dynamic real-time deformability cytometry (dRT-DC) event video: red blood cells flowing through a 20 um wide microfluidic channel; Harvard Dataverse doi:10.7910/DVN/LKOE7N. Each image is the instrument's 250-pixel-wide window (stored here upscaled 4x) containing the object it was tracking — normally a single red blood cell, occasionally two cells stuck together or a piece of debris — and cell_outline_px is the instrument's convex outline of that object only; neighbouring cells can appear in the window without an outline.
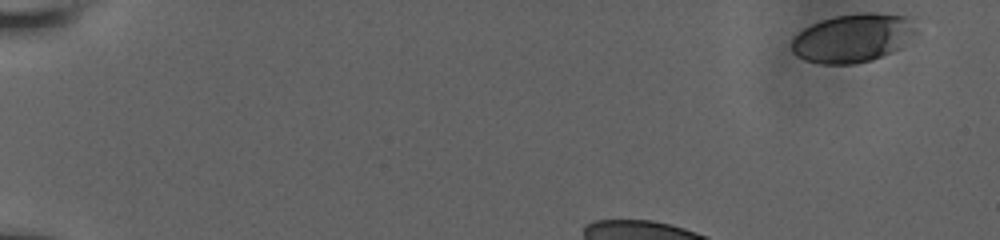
{"species": "human", "species_latin": "Homo sapiens", "temperature_condition": "room temperature", "stored_images_in_passage": 28, "camera_frame_rate_fps": 3000, "um_per_image_px": 0.085, "donor": {"sex": "male"}, "frame": {"image": 1, "passage_image": 1, "time_ms": 0.0, "image_size_px": [1000, 240], "cell_outline_px": [[920, 32], [900, 48], [892, 52], [872, 60], [852, 64], [820, 64], [804, 60], [796, 56], [792, 52], [792, 40], [804, 28], [820, 20], [836, 16], [908, 16]], "centroid_in_image_um": [72.49, 3.3], "position_along_channel_um": 12.5, "area_um2": 34.39}}
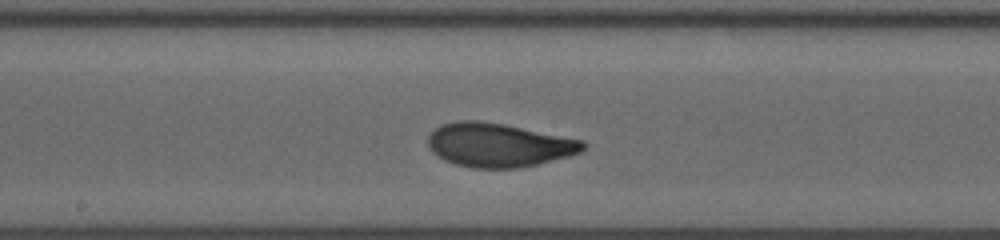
{"frame": {"image": 2, "passage_image": 18, "time_ms": 7.0, "image_size_px": [1000, 240], "cell_outline_px": [[584, 148], [580, 152], [568, 156], [520, 168], [472, 168], [456, 164], [444, 160], [432, 152], [428, 148], [428, 136], [440, 124], [456, 120], [480, 120], [504, 124], [584, 140]], "centroid_in_image_um": [42.34, 12.32], "position_along_channel_um": 205.9, "area_um2": 39.59}}
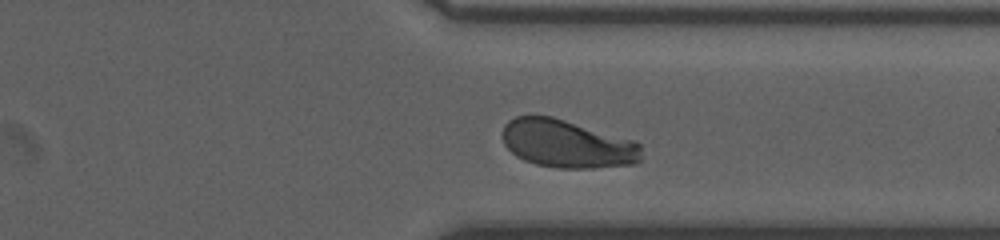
{"frame": {"image": 3, "passage_image": 28, "time_ms": 11.0, "image_size_px": [1000, 240], "cell_outline_px": [[640, 160], [636, 164], [592, 168], [560, 168], [536, 164], [524, 160], [516, 156], [504, 144], [504, 124], [508, 120], [516, 116], [552, 116], [636, 140], [640, 144]], "centroid_in_image_um": [48.24, 12.22], "position_along_channel_um": 363.2, "area_um2": 38.96}}